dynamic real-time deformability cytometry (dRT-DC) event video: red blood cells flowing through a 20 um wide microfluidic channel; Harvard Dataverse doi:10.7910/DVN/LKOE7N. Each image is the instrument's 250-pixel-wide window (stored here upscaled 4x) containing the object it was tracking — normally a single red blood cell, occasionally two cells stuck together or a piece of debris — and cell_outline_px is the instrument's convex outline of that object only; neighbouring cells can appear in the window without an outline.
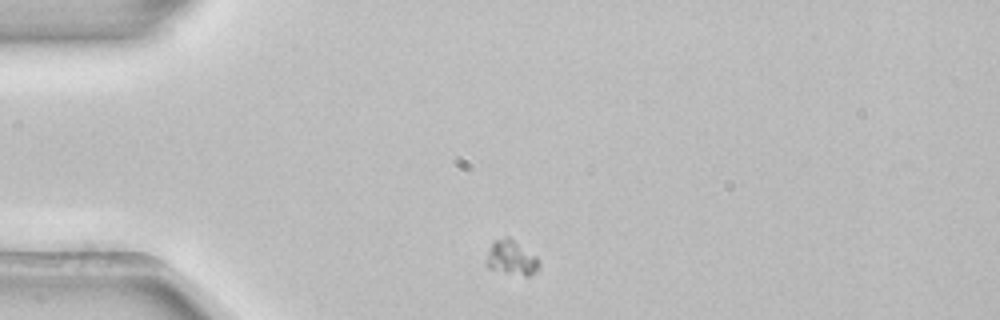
{"species": "common noctule bat (a hibernating species)", "species_latin": "Nyctalus noctula", "temperature_condition": "room temperature", "stored_images_in_passage": 2, "camera_frame_rate_fps": 3000, "um_per_image_px": 0.085, "animal": {"sex": "female", "body_mass_g": 22.7, "forearm_length_mm": 54.2}, "frame": {"image": 1, "passage_image": 1, "time_ms": 0.0, "image_size_px": [1000, 320], "cell_outline_px": [[540, 264], [528, 276], [524, 276], [488, 268], [488, 252], [492, 240], [504, 236], [508, 236], [536, 256], [540, 260]], "centroid_in_image_um": [43.46, 21.87], "position_along_channel_um": 41.5, "area_um2": 10.35}}
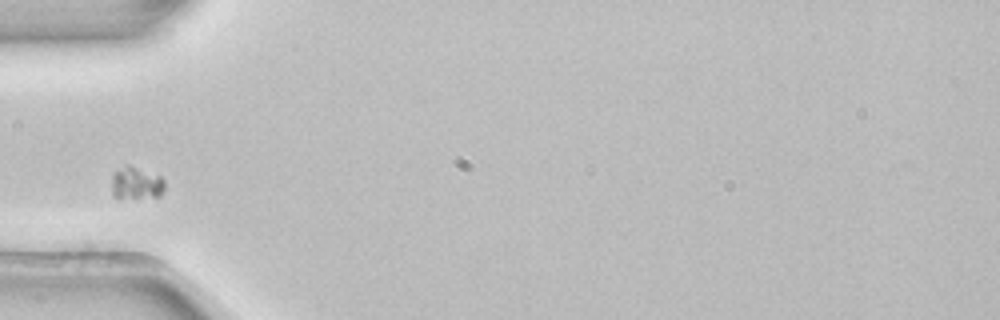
{"frame": {"image": 2, "passage_image": 2, "time_ms": 0.333, "image_size_px": [1000, 320], "cell_outline_px": [[164, 192], [160, 196], [112, 196], [112, 172], [124, 164], [132, 164], [160, 176], [164, 180]], "centroid_in_image_um": [11.57, 15.49], "position_along_channel_um": 73.4, "area_um2": 10.0}}